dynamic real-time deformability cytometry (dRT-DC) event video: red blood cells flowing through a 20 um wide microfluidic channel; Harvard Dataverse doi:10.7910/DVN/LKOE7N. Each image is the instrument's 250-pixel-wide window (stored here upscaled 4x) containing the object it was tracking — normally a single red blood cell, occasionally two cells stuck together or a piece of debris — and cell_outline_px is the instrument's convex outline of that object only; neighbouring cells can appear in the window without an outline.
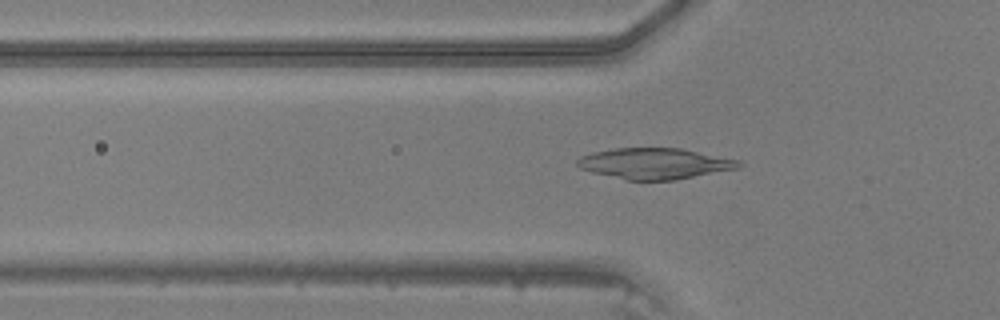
{"species": "common noctule bat (a hibernating species)", "species_latin": "Nyctalus noctula", "temperature_condition": "warm", "stored_images_in_passage": 47, "camera_frame_rate_fps": 3000, "um_per_image_px": 0.085, "animal": {"sex": "male", "body_mass_g": 20.5, "forearm_length_mm": 52.5}, "frame": {"image": 1, "passage_image": 16, "time_ms": 5.0, "image_size_px": [1000, 320], "cell_outline_px": [[744, 164], [740, 168], [676, 180], [624, 180], [592, 172], [580, 168], [576, 164], [576, 160], [580, 156], [592, 152], [616, 148], [680, 148], [740, 160]], "centroid_in_image_um": [55.66, 13.9], "position_along_channel_um": 70.1, "area_um2": 29.3}}
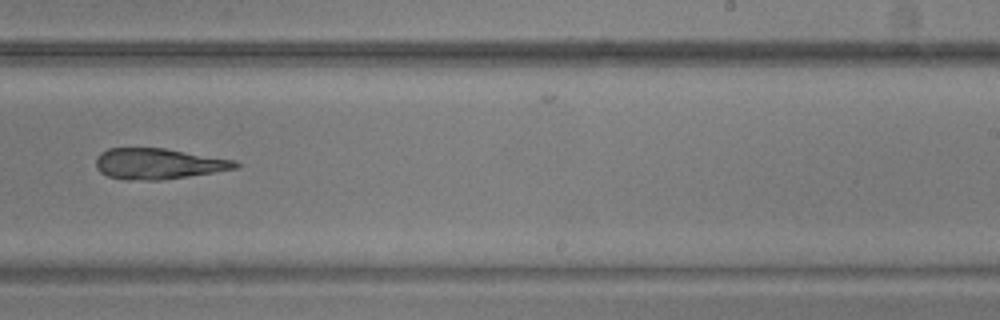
{"frame": {"image": 2, "passage_image": 30, "time_ms": 9.667, "image_size_px": [1000, 320], "cell_outline_px": [[240, 164], [236, 168], [188, 176], [160, 180], [124, 180], [108, 176], [100, 172], [96, 168], [96, 160], [100, 152], [108, 148], [164, 148], [236, 160]], "centroid_in_image_um": [13.42, 13.91], "position_along_channel_um": 275.6, "area_um2": 24.97}}
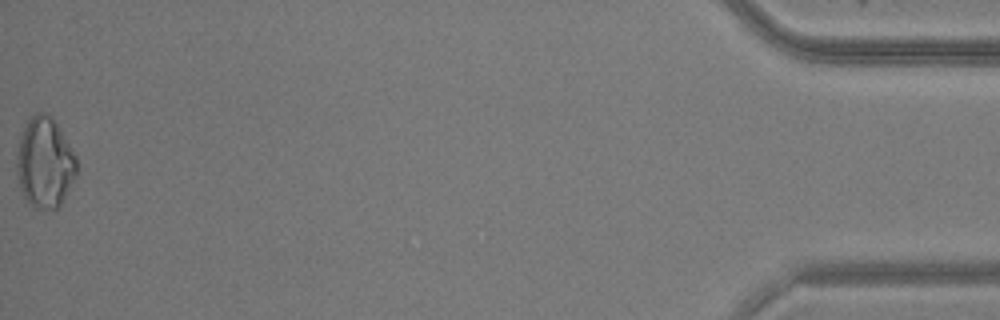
{"frame": {"image": 3, "passage_image": 47, "time_ms": 15.333, "image_size_px": [1000, 320], "cell_outline_px": [[76, 176], [60, 204], [56, 208], [36, 208], [24, 200], [16, 176], [16, 156], [20, 132], [28, 120], [36, 112], [44, 112], [56, 124], [76, 156]], "centroid_in_image_um": [3.75, 13.84], "position_along_channel_um": 431.4, "area_um2": 31.44}}